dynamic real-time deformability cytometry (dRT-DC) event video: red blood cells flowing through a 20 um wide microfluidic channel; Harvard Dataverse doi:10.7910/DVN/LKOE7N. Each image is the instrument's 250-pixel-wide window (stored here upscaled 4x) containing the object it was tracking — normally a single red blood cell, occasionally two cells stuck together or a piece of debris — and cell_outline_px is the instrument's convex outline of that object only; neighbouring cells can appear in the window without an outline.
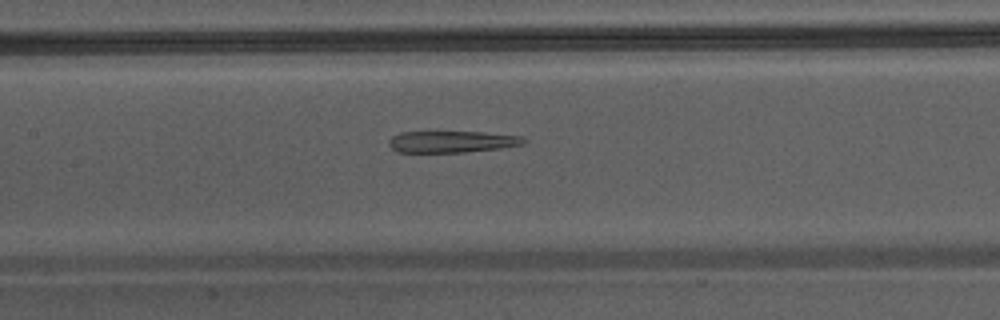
{"species": "Egyptian fruit bat (a non-hibernating species)", "species_latin": "Rousettus aegyptiacus", "temperature_condition": "warm", "stored_images_in_passage": 43, "segment_of_instrument_passage": [2, 2], "camera_frame_rate_fps": 3000, "um_per_image_px": 0.085, "animal": {"sex": "male"}, "frame": {"image": 1, "passage_image": 20, "time_ms": 6.333, "image_size_px": [1000, 320], "cell_outline_px": [[528, 140], [524, 144], [500, 148], [464, 152], [396, 152], [388, 144], [388, 140], [392, 136], [400, 132], [484, 132], [524, 136]], "centroid_in_image_um": [38.43, 12.04], "position_along_channel_um": 169.0, "area_um2": 17.11}}
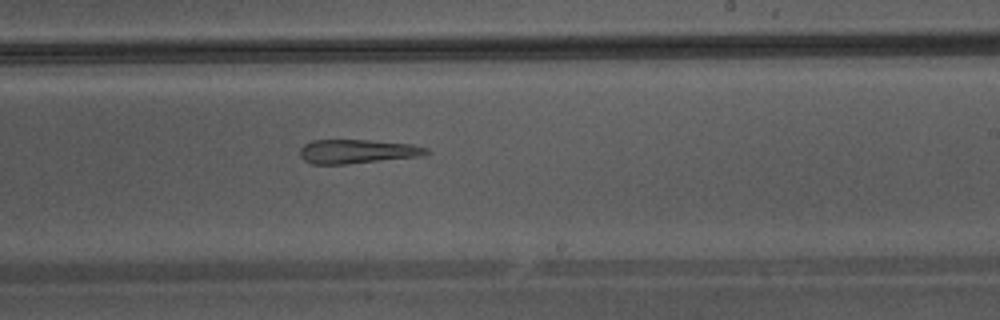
{"frame": {"image": 2, "passage_image": 26, "time_ms": 8.333, "image_size_px": [1000, 320], "cell_outline_px": [[432, 152], [420, 156], [344, 164], [312, 164], [304, 160], [300, 156], [300, 148], [304, 144], [312, 140], [368, 140], [412, 144], [428, 148]], "centroid_in_image_um": [30.36, 12.86], "position_along_channel_um": 258.6, "area_um2": 17.63}}
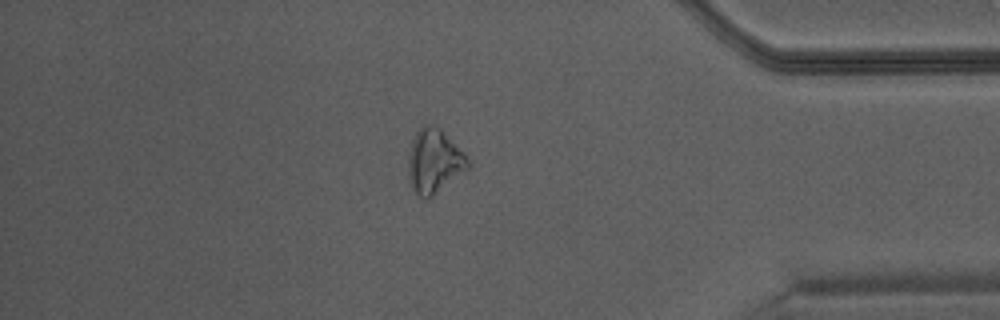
{"frame": {"image": 3, "passage_image": 37, "time_ms": 12.0, "image_size_px": [1000, 320], "cell_outline_px": [[468, 168], [428, 200], [420, 196], [412, 188], [408, 172], [408, 156], [412, 140], [416, 132], [424, 124], [436, 124], [440, 128], [468, 160]], "centroid_in_image_um": [36.86, 13.7], "position_along_channel_um": 398.3, "area_um2": 21.79}}